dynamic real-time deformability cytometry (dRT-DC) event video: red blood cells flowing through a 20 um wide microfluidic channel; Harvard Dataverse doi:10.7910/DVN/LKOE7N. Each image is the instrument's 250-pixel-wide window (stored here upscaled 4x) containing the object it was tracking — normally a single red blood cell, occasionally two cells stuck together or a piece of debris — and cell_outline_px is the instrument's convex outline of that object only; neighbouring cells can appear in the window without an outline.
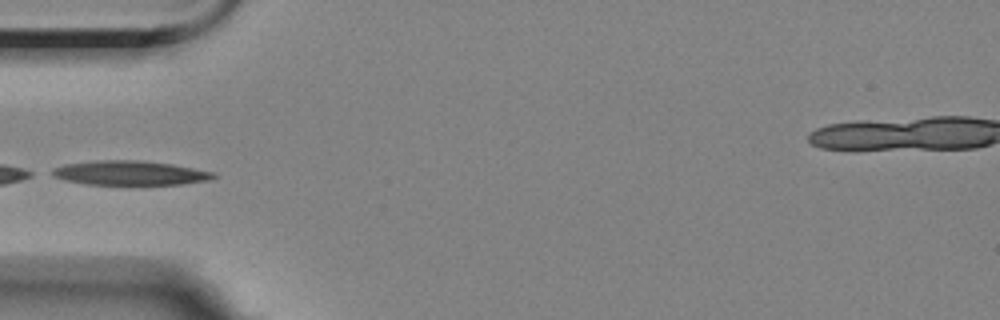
{"species": "Egyptian fruit bat (a non-hibernating species)", "species_latin": "Rousettus aegyptiacus", "temperature_condition": "room temperature", "stored_images_in_passage": 6, "camera_frame_rate_fps": 3000, "um_per_image_px": 0.085, "animal": {"sex": "female"}, "frame": {"image": 1, "passage_image": 6, "time_ms": 5.667, "image_size_px": [1000, 320], "cell_outline_px": [[216, 176], [212, 180], [184, 184], [140, 188], [84, 184], [64, 180], [52, 176], [44, 172], [52, 168], [64, 164], [96, 160], [144, 160], [172, 164], [216, 172]], "centroid_in_image_um": [11.03, 14.75], "position_along_channel_um": 74.0, "area_um2": 24.8}}